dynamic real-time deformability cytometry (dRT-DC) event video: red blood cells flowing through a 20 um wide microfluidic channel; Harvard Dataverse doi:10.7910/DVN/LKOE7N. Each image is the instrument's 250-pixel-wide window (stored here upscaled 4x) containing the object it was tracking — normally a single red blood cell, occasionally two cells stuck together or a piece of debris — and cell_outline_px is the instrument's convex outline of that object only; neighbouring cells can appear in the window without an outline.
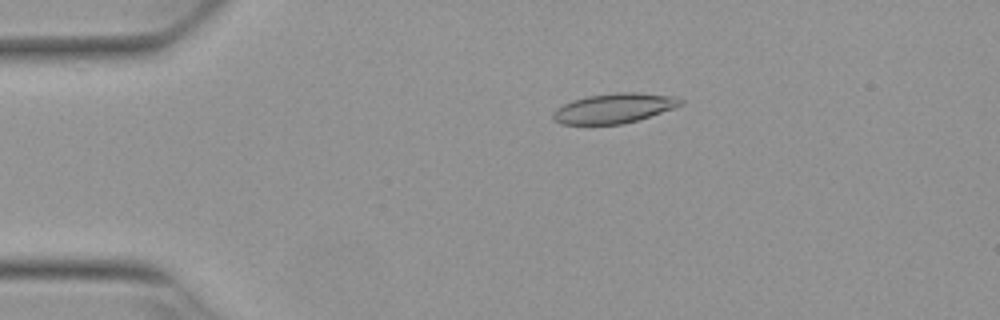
{"species": "Egyptian fruit bat (a non-hibernating species)", "species_latin": "Rousettus aegyptiacus", "temperature_condition": "warm", "stored_images_in_passage": 52, "camera_frame_rate_fps": 3000, "um_per_image_px": 0.085, "animal": {"sex": "female"}, "frame": {"image": 1, "passage_image": 11, "time_ms": 3.333, "image_size_px": [1000, 320], "cell_outline_px": [[684, 104], [624, 124], [560, 124], [552, 120], [552, 112], [556, 108], [572, 100], [588, 96], [616, 92], [636, 92], [680, 96], [684, 100]], "centroid_in_image_um": [52.19, 9.19], "position_along_channel_um": 32.8, "area_um2": 22.25}}
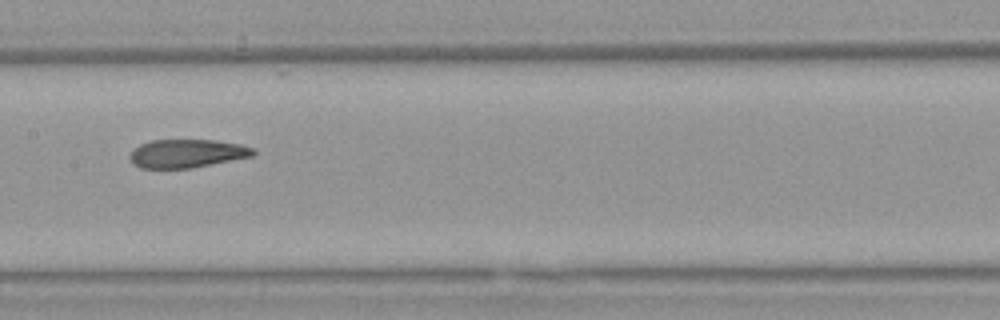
{"frame": {"image": 2, "passage_image": 27, "time_ms": 8.667, "image_size_px": [1000, 320], "cell_outline_px": [[256, 152], [252, 156], [192, 168], [140, 168], [132, 164], [128, 156], [132, 148], [140, 144], [152, 140], [216, 140], [240, 144], [256, 148]], "centroid_in_image_um": [15.86, 13.04], "position_along_channel_um": 191.5, "area_um2": 20.63}}
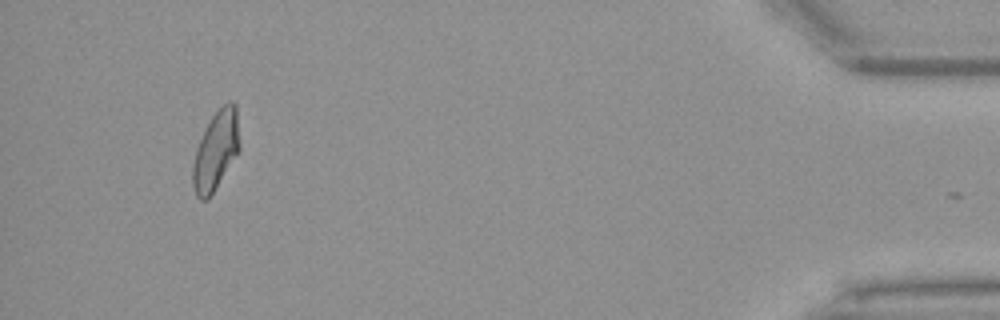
{"frame": {"image": 3, "passage_image": 50, "time_ms": 16.333, "image_size_px": [1000, 320], "cell_outline_px": [[240, 148], [208, 200], [200, 200], [196, 196], [192, 184], [192, 168], [196, 148], [212, 116], [228, 100], [232, 100], [236, 104], [240, 144]], "centroid_in_image_um": [18.34, 12.8], "position_along_channel_um": 416.9, "area_um2": 21.27}, "authors_computed_cell_mechanics": {"area_um2": 21.7328, "velocity_mm_per_s": 3.8645, "shape_relaxation_time_tau1_ms": null, "shape_relaxation_time_tau2_ms": 3.6006, "deformation_change_tau1": null, "deformation_change_tau2": 0.1183}}